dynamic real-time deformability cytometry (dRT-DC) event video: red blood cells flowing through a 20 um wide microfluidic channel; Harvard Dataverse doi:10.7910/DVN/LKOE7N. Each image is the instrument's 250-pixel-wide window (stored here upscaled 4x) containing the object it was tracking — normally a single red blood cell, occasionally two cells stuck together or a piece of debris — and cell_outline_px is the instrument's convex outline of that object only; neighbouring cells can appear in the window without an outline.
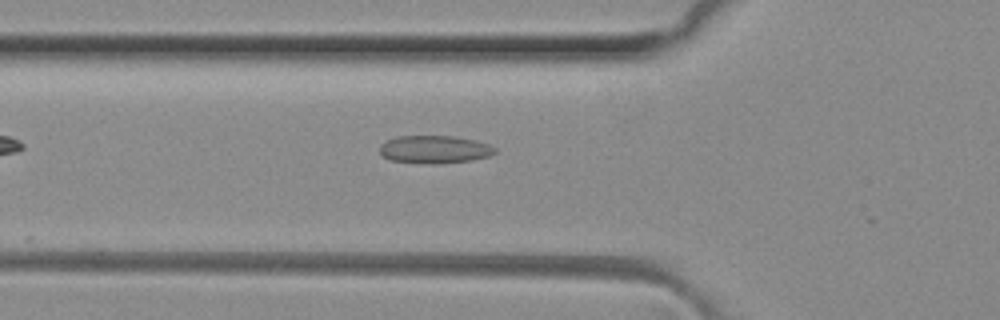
{"species": "common noctule bat (a hibernating species)", "species_latin": "Nyctalus noctula", "temperature_condition": "room temperature", "stored_images_in_passage": 11, "camera_frame_rate_fps": 3000, "um_per_image_px": 0.085, "animal": {"sex": "female", "body_mass_g": 29.2, "forearm_length_mm": 56.3}, "frame": {"image": 1, "passage_image": 7, "time_ms": 2.0, "image_size_px": [1000, 320], "cell_outline_px": [[496, 152], [488, 156], [472, 160], [436, 164], [432, 164], [392, 160], [384, 156], [380, 152], [380, 144], [396, 136], [456, 136], [476, 140], [488, 144], [496, 148]], "centroid_in_image_um": [36.96, 12.69], "position_along_channel_um": 88.8, "area_um2": 18.61}}